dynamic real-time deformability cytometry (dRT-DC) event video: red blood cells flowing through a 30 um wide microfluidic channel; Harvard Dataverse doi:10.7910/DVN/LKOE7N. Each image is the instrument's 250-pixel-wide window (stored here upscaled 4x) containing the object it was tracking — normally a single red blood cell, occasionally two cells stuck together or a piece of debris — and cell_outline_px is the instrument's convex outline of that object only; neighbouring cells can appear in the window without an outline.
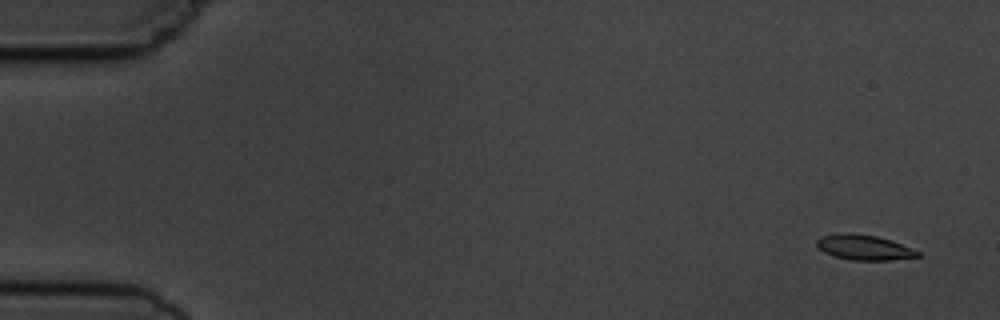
{"species": "common noctule bat (a hibernating species)", "species_latin": "Nyctalus noctula", "temperature_condition": "cold", "stored_images_in_passage": 5, "segment_of_instrument_passage": [1, 2], "camera_frame_rate_fps": 3000, "um_per_image_px": 0.085, "animal": {"sex": "male", "body_mass_g": 19.5, "forearm_length_mm": 54.6}, "frame": {"image": 1, "passage_image": 1, "time_ms": 0.0, "image_size_px": [1000, 320], "cell_outline_px": [[920, 256], [892, 260], [852, 260], [832, 256], [824, 252], [816, 244], [816, 240], [820, 236], [840, 232], [852, 232], [876, 236], [892, 240], [912, 248], [920, 252]], "centroid_in_image_um": [73.42, 21.01], "position_along_channel_um": 11.6, "area_um2": 15.03}}
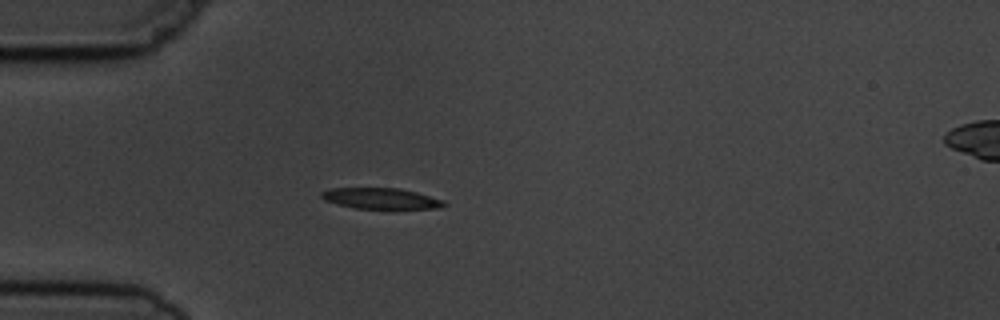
{"frame": {"image": 2, "passage_image": 4, "time_ms": 4.333, "image_size_px": [1000, 320], "cell_outline_px": [[448, 204], [436, 208], [352, 208], [324, 200], [320, 196], [320, 192], [332, 188], [400, 188], [416, 192], [444, 200]], "centroid_in_image_um": [32.35, 16.86], "position_along_channel_um": 52.7, "area_um2": 14.8}}